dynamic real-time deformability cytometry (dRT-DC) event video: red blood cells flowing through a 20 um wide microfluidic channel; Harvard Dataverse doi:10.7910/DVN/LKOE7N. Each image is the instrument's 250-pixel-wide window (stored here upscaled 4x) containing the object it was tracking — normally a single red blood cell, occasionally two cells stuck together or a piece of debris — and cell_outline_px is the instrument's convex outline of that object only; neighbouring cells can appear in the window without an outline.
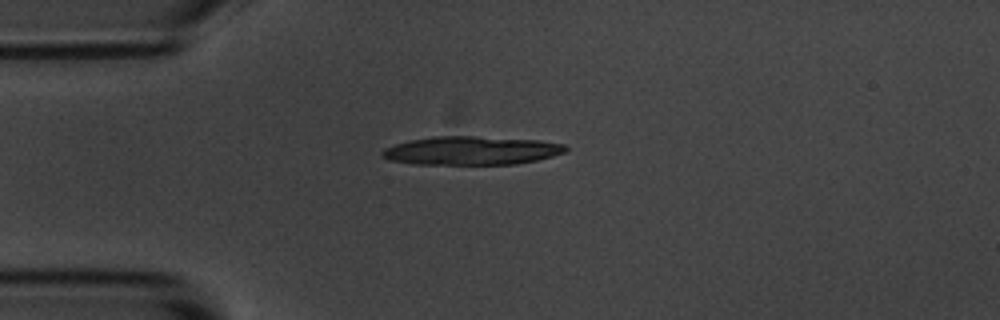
{"species": "common noctule bat (a hibernating species)", "species_latin": "Nyctalus noctula", "temperature_condition": "room temperature", "stored_images_in_passage": 3, "camera_frame_rate_fps": 3000, "um_per_image_px": 0.085, "animal": {"sex": "male", "body_mass_g": 20.1, "forearm_length_mm": 53.5}, "frame": {"image": 1, "passage_image": 1, "time_ms": 0.0, "image_size_px": [1000, 320], "cell_outline_px": [[568, 148], [564, 152], [552, 156], [536, 160], [516, 164], [412, 164], [388, 160], [380, 156], [380, 152], [384, 148], [408, 140], [432, 136], [476, 136], [536, 140], [564, 144]], "centroid_in_image_um": [40.0, 12.8], "position_along_channel_um": 45.0, "area_um2": 30.58}}